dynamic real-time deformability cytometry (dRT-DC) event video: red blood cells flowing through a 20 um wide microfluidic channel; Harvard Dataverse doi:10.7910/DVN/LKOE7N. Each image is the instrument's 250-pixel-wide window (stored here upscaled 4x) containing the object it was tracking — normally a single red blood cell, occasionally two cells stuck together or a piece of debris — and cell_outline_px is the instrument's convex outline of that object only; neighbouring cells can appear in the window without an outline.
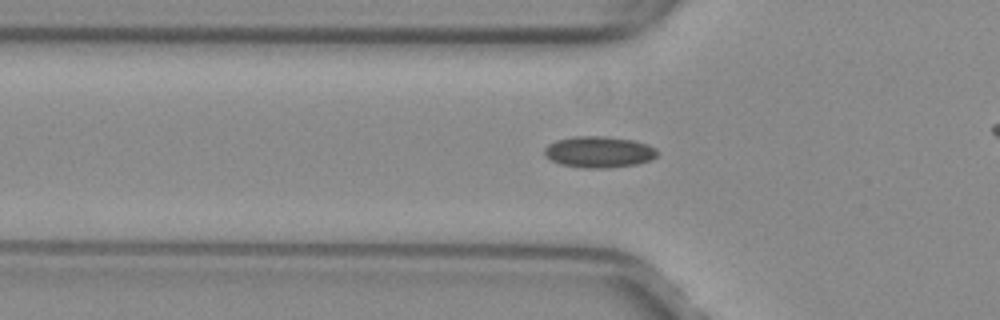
{"species": "common noctule bat (a hibernating species)", "species_latin": "Nyctalus noctula", "temperature_condition": "warm", "stored_images_in_passage": 38, "camera_frame_rate_fps": 3000, "um_per_image_px": 0.085, "animal": {"sex": "female", "body_mass_g": 29.2, "forearm_length_mm": 56.3}, "frame": {"image": 1, "passage_image": 11, "time_ms": 3.333, "image_size_px": [1000, 320], "cell_outline_px": [[656, 156], [652, 160], [636, 164], [608, 168], [584, 168], [560, 164], [544, 156], [544, 148], [548, 144], [556, 140], [572, 136], [604, 136], [632, 140], [648, 144], [656, 148]], "centroid_in_image_um": [50.89, 12.91], "position_along_channel_um": 74.9, "area_um2": 20.69}}
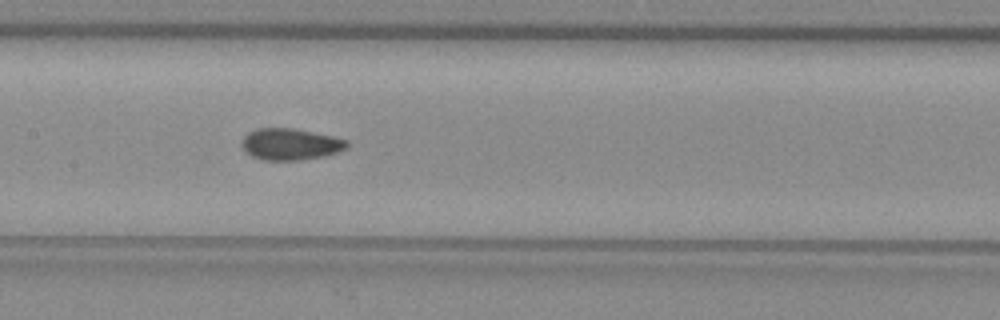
{"frame": {"image": 2, "passage_image": 19, "time_ms": 6.0, "image_size_px": [1000, 320], "cell_outline_px": [[348, 148], [324, 156], [300, 160], [260, 160], [244, 152], [240, 144], [244, 136], [248, 132], [256, 128], [292, 128], [332, 136], [348, 140]], "centroid_in_image_um": [24.64, 12.26], "position_along_channel_um": 182.8, "area_um2": 19.48}}
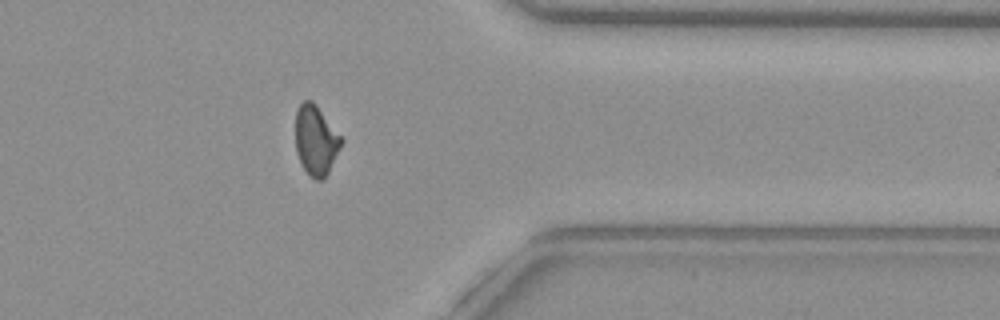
{"frame": {"image": 3, "passage_image": 35, "time_ms": 11.333, "image_size_px": [1000, 320], "cell_outline_px": [[344, 140], [324, 180], [316, 180], [308, 176], [300, 164], [296, 152], [296, 112], [300, 104], [304, 100], [312, 100], [316, 104]], "centroid_in_image_um": [26.84, 11.95], "position_along_channel_um": 384.6, "area_um2": 18.73}}